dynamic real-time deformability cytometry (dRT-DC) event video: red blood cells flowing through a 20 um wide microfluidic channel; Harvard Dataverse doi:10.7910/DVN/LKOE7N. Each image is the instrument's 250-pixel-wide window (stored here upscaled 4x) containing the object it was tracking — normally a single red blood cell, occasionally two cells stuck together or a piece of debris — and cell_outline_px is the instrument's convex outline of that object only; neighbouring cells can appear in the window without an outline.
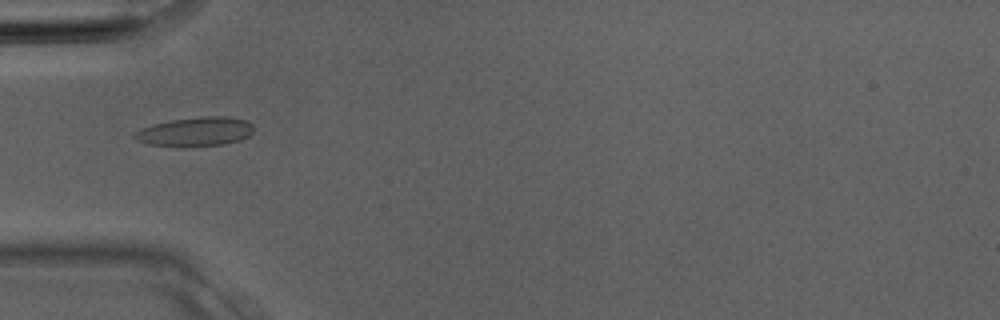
{"species": "Egyptian fruit bat (a non-hibernating species)", "species_latin": "Rousettus aegyptiacus", "temperature_condition": "room temperature", "stored_images_in_passage": 4, "camera_frame_rate_fps": 3000, "um_per_image_px": 0.085, "animal": {"sex": "male"}, "frame": {"image": 1, "passage_image": 4, "time_ms": 1.0, "image_size_px": [1000, 320], "cell_outline_px": [[252, 132], [248, 136], [240, 140], [224, 144], [180, 148], [148, 144], [136, 140], [132, 136], [132, 132], [140, 128], [152, 124], [172, 120], [200, 116], [228, 116], [244, 120], [252, 124]], "centroid_in_image_um": [16.53, 11.21], "position_along_channel_um": 68.5, "area_um2": 20.63}}